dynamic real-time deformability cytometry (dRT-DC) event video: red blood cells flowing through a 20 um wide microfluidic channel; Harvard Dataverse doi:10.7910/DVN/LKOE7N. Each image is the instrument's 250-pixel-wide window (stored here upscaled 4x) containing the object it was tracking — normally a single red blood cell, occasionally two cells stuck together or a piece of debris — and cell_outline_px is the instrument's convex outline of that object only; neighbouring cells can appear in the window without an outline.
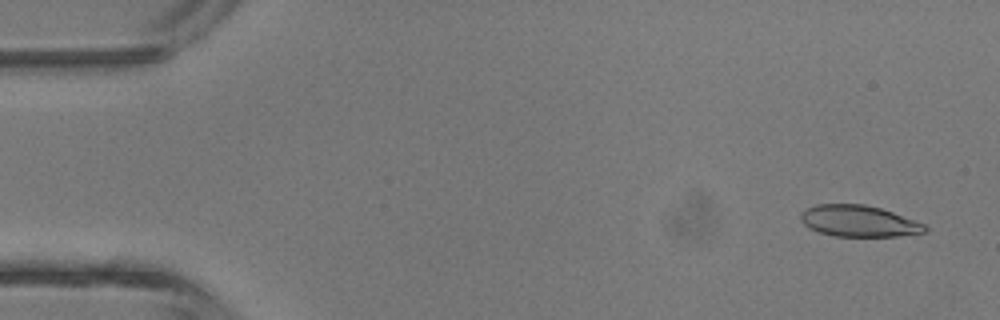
{"species": "common noctule bat (a hibernating species)", "species_latin": "Nyctalus noctula", "temperature_condition": "room temperature", "stored_images_in_passage": 3, "camera_frame_rate_fps": 3000, "um_per_image_px": 0.085, "animal": {"sex": "male", "body_mass_g": 13.3}, "frame": {"image": 1, "passage_image": 1, "time_ms": 0.0, "image_size_px": [1000, 320], "cell_outline_px": [[928, 232], [896, 236], [832, 236], [808, 228], [800, 220], [800, 212], [804, 208], [816, 204], [864, 204], [880, 208], [928, 224]], "centroid_in_image_um": [73.0, 18.79], "position_along_channel_um": 12.0, "area_um2": 23.0}}
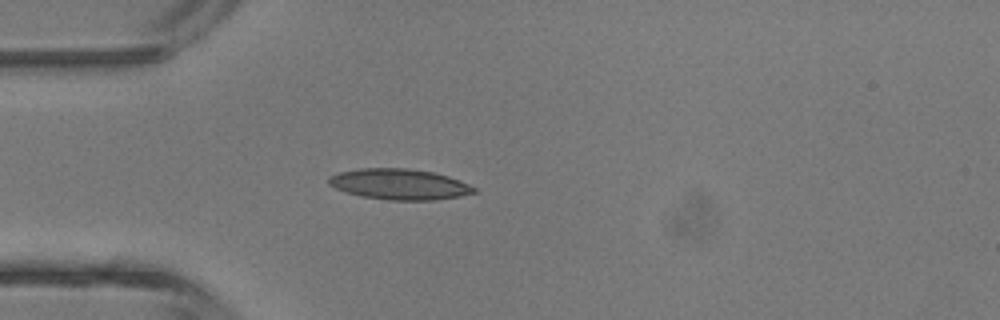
{"frame": {"image": 2, "passage_image": 3, "time_ms": 3.333, "image_size_px": [1000, 320], "cell_outline_px": [[476, 192], [460, 196], [436, 200], [388, 200], [360, 196], [336, 188], [328, 184], [328, 176], [340, 172], [360, 168], [408, 168], [432, 172], [448, 176], [460, 180], [476, 188]], "centroid_in_image_um": [33.95, 15.66], "position_along_channel_um": 51.1, "area_um2": 26.01}}